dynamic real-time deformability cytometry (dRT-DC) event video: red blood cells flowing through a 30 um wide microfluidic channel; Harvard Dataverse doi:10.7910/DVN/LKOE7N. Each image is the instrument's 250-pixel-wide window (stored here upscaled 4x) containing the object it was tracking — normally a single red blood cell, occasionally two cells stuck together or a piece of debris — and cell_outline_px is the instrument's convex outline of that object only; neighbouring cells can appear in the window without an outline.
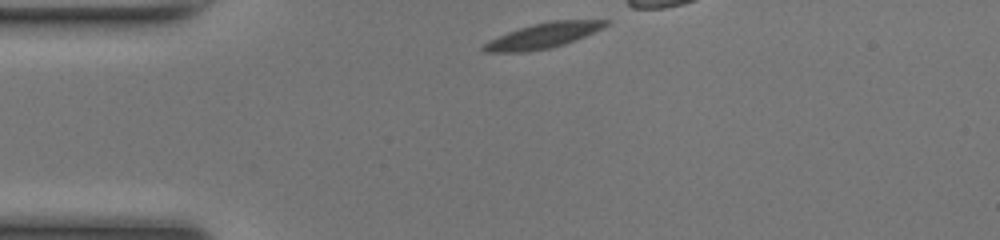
{"species": "common noctule bat (a hibernating species)", "species_latin": "Nyctalus noctula", "temperature_condition": "room temperature", "stored_images_in_passage": 29, "camera_frame_rate_fps": 3000, "um_per_image_px": 0.085, "animal": {"sex": "female", "body_mass_g": 17.0, "forearm_length_mm": 48.0}, "frame": {"image": 1, "passage_image": 1, "time_ms": 0.0, "image_size_px": [1000, 240], "cell_outline_px": [[612, 20], [608, 24], [576, 40], [552, 48], [528, 52], [484, 52], [480, 48], [488, 40], [508, 32], [532, 24], [552, 20]], "centroid_in_image_um": [46.12, 3.04], "position_along_channel_um": 38.9, "area_um2": 17.86}}
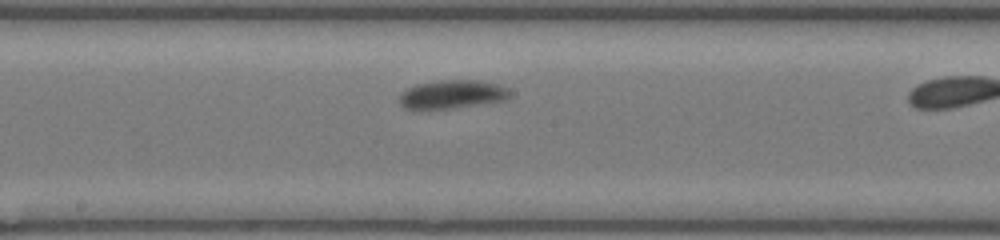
{"frame": {"image": 2, "passage_image": 16, "time_ms": 5.0, "image_size_px": [1000, 240], "cell_outline_px": [[512, 92], [504, 100], [452, 108], [412, 112], [404, 108], [400, 104], [400, 92], [416, 84], [444, 80], [480, 80], [496, 84], [508, 88]], "centroid_in_image_um": [38.34, 8.05], "position_along_channel_um": 209.9, "area_um2": 18.73}}
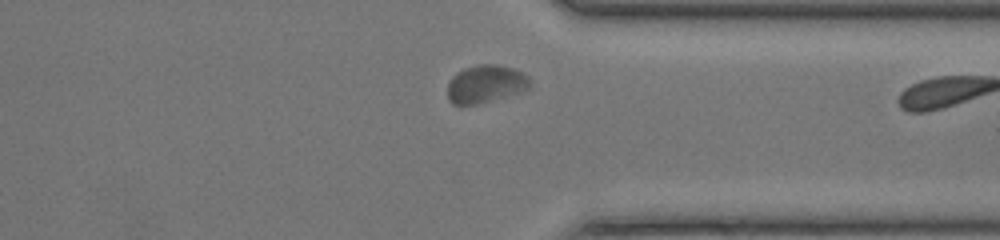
{"frame": {"image": 3, "passage_image": 28, "time_ms": 9.0, "image_size_px": [1000, 240], "cell_outline_px": [[532, 88], [528, 92], [480, 104], [452, 104], [448, 100], [448, 84], [452, 76], [456, 72], [464, 68], [476, 64], [496, 64], [512, 68], [528, 76], [532, 84]], "centroid_in_image_um": [41.34, 7.16], "position_along_channel_um": 370.1, "area_um2": 18.84}}